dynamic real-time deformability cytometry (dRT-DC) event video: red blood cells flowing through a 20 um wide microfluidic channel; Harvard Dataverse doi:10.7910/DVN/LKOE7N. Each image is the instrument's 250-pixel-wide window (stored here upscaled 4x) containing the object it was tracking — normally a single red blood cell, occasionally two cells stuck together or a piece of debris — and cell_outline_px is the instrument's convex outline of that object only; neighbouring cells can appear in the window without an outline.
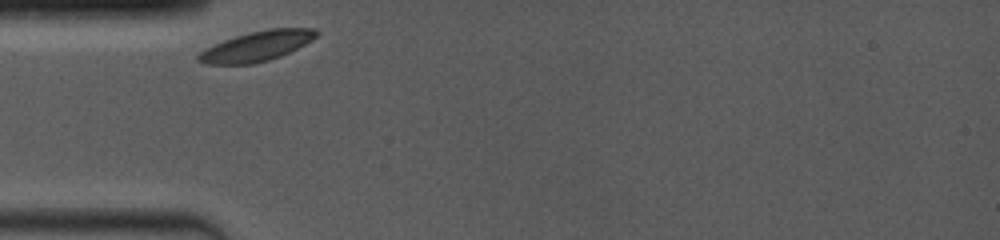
{"species": "common noctule bat (a hibernating species)", "species_latin": "Nyctalus noctula", "temperature_condition": "room temperature", "stored_images_in_passage": 38, "camera_frame_rate_fps": 4000, "um_per_image_px": 0.085, "animal": {"sex": "female", "body_mass_g": 19.0, "forearm_length_mm": 53.3}, "frame": {"image": 1, "passage_image": 1, "time_ms": 0.0, "image_size_px": [1000, 240], "cell_outline_px": [[320, 32], [312, 40], [280, 56], [268, 60], [252, 64], [204, 64], [196, 60], [196, 56], [204, 48], [224, 40], [248, 32], [268, 28], [316, 28]], "centroid_in_image_um": [21.8, 3.92], "position_along_channel_um": 63.2, "area_um2": 20.63}}
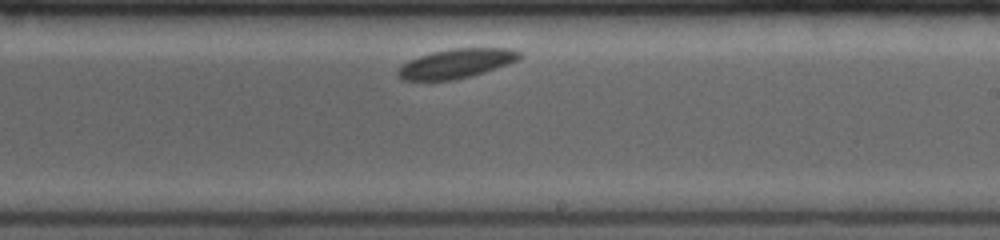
{"frame": {"image": 2, "passage_image": 22, "time_ms": 5.25, "image_size_px": [1000, 240], "cell_outline_px": [[520, 60], [472, 76], [456, 80], [404, 80], [396, 76], [396, 72], [408, 60], [432, 52], [452, 48], [512, 48], [520, 52]], "centroid_in_image_um": [38.8, 5.4], "position_along_channel_um": 250.2, "area_um2": 20.81}}
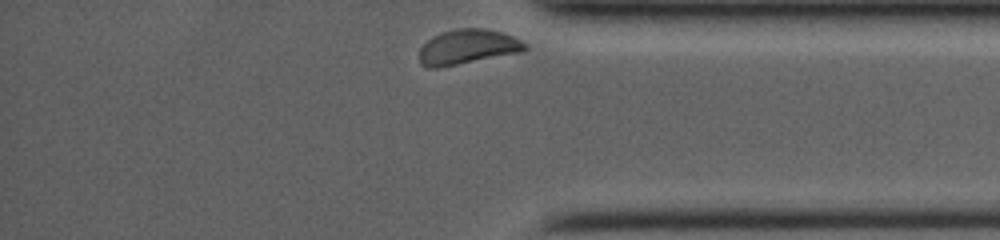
{"frame": {"image": 3, "passage_image": 38, "time_ms": 9.25, "image_size_px": [1000, 240], "cell_outline_px": [[528, 48], [524, 52], [440, 68], [428, 68], [420, 64], [420, 48], [432, 36], [440, 32], [456, 28], [484, 28], [500, 32], [512, 36], [528, 44]], "centroid_in_image_um": [39.76, 4.0], "position_along_channel_um": 395.4, "area_um2": 21.79}}